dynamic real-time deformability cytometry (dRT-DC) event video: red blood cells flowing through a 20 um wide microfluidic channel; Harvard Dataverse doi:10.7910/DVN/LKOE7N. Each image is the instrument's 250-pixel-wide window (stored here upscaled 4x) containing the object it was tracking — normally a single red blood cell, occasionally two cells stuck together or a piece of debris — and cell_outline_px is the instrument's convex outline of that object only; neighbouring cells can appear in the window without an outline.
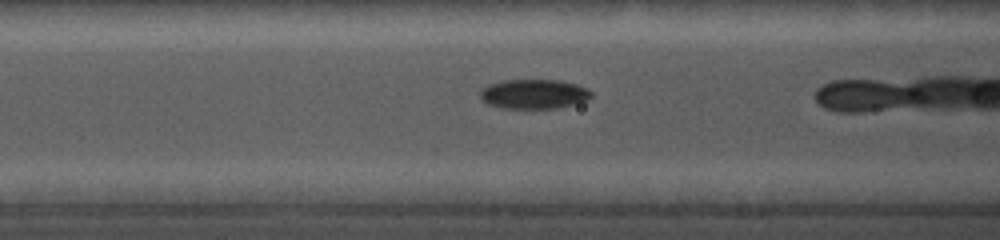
{"species": "common noctule bat (a hibernating species)", "species_latin": "Nyctalus noctula", "temperature_condition": "cold", "stored_images_in_passage": 15, "camera_frame_rate_fps": 5000, "um_per_image_px": 0.085, "animal": {"sex": "female", "body_mass_g": 19.0, "forearm_length_mm": 56.7}, "frame": {"image": 1, "passage_image": 5, "time_ms": 1.4, "image_size_px": [1000, 240], "cell_outline_px": [[592, 96], [588, 100], [556, 108], [504, 108], [488, 104], [480, 96], [480, 92], [484, 88], [492, 84], [504, 80], [560, 80], [576, 84], [588, 88], [592, 92]], "centroid_in_image_um": [45.43, 7.99], "position_along_channel_um": 121.2, "area_um2": 18.9}}
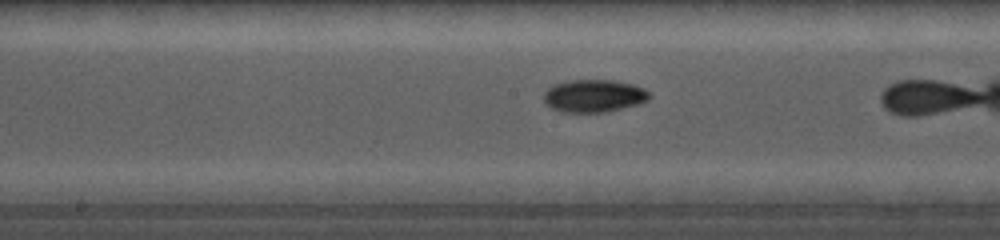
{"frame": {"image": 2, "passage_image": 10, "time_ms": 3.4, "image_size_px": [1000, 240], "cell_outline_px": [[652, 96], [648, 100], [636, 104], [608, 112], [560, 112], [544, 104], [544, 92], [548, 88], [556, 84], [572, 80], [612, 80], [632, 84], [644, 88]], "centroid_in_image_um": [50.47, 8.15], "position_along_channel_um": 197.7, "area_um2": 20.06}}
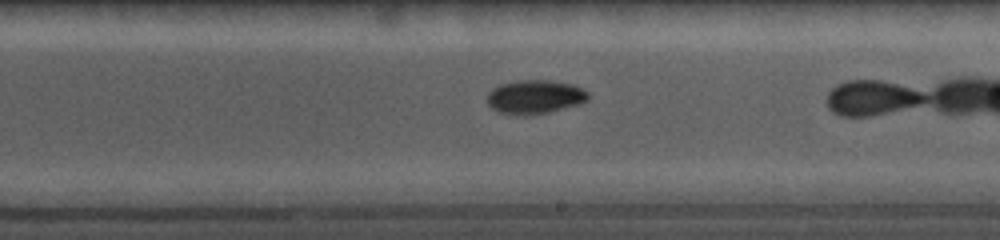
{"frame": {"image": 3, "passage_image": 13, "time_ms": 4.6, "image_size_px": [1000, 240], "cell_outline_px": [[588, 100], [576, 104], [548, 112], [524, 116], [516, 116], [500, 112], [492, 108], [484, 100], [488, 92], [492, 88], [500, 84], [520, 80], [548, 80], [572, 84], [584, 88], [588, 92]], "centroid_in_image_um": [45.41, 8.23], "position_along_channel_um": 243.6, "area_um2": 20.06}}